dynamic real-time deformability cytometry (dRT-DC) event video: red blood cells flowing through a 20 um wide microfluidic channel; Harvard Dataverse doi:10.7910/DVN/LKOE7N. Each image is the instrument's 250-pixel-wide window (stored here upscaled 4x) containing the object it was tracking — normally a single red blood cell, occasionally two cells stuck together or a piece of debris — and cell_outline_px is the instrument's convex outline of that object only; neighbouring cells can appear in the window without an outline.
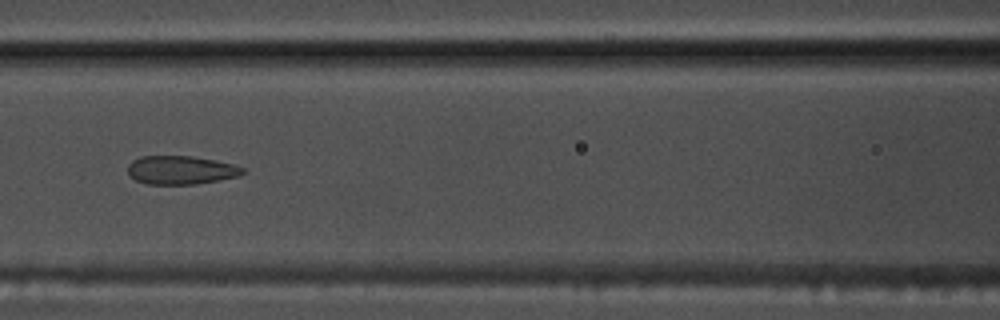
{"species": "common noctule bat (a hibernating species)", "species_latin": "Nyctalus noctula", "temperature_condition": "warm", "stored_images_in_passage": 37, "camera_frame_rate_fps": 3000, "um_per_image_px": 0.085, "animal": {"sex": "male", "body_mass_g": 17.5, "forearm_length_mm": 52.3}, "frame": {"image": 1, "passage_image": 7, "time_ms": 2.0, "image_size_px": [1000, 320], "cell_outline_px": [[244, 172], [236, 176], [196, 184], [148, 184], [136, 180], [128, 172], [128, 164], [132, 160], [140, 156], [192, 156], [232, 164], [244, 168]], "centroid_in_image_um": [15.32, 14.45], "position_along_channel_um": 151.3, "area_um2": 18.79}}
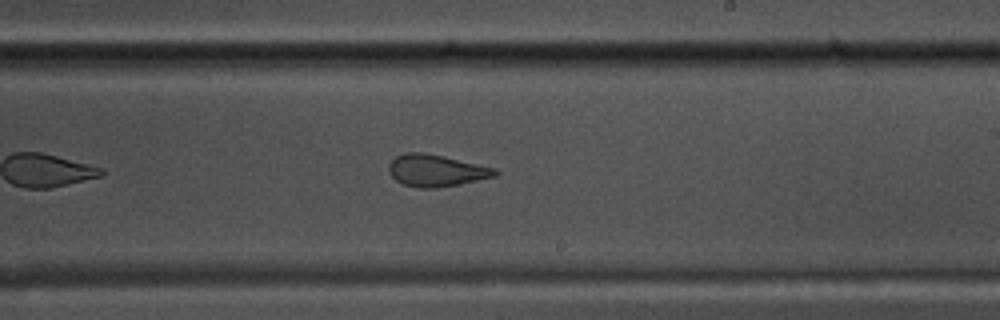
{"frame": {"image": 2, "passage_image": 15, "time_ms": 4.667, "image_size_px": [1000, 320], "cell_outline_px": [[500, 172], [496, 176], [460, 184], [436, 188], [420, 188], [404, 184], [396, 180], [388, 172], [388, 164], [396, 156], [404, 152], [420, 152], [444, 156], [496, 168]], "centroid_in_image_um": [37.08, 14.49], "position_along_channel_um": 251.9, "area_um2": 19.83}}
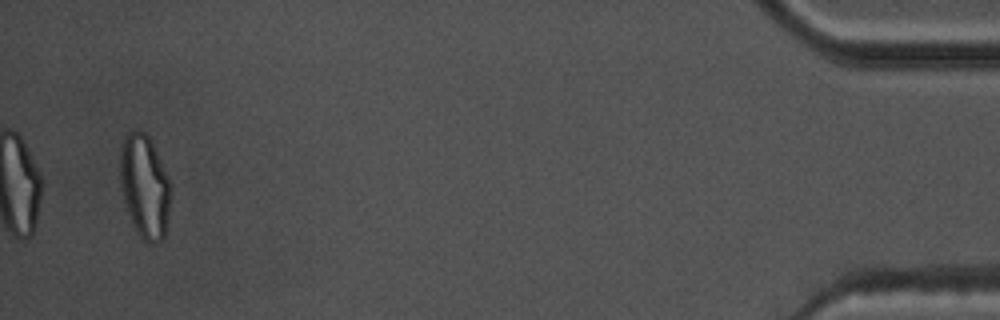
{"frame": {"image": 3, "passage_image": 35, "time_ms": 11.333, "image_size_px": [1000, 320], "cell_outline_px": [[168, 216], [164, 240], [156, 244], [148, 244], [140, 236], [132, 224], [124, 200], [120, 184], [120, 144], [124, 136], [128, 132], [144, 132], [148, 136], [168, 176]], "centroid_in_image_um": [12.26, 15.88], "position_along_channel_um": 422.9, "area_um2": 30.06}}